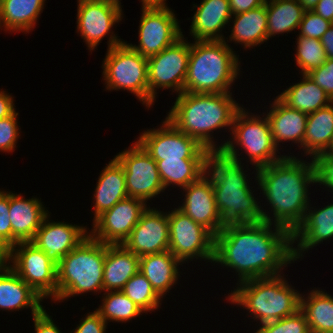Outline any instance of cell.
I'll use <instances>...</instances> for the list:
<instances>
[{
	"label": "cell",
	"instance_id": "8992f818",
	"mask_svg": "<svg viewBox=\"0 0 333 333\" xmlns=\"http://www.w3.org/2000/svg\"><path fill=\"white\" fill-rule=\"evenodd\" d=\"M284 277L280 274L240 282L225 298L246 310L258 326L294 315L300 309L301 293Z\"/></svg>",
	"mask_w": 333,
	"mask_h": 333
},
{
	"label": "cell",
	"instance_id": "277c9868",
	"mask_svg": "<svg viewBox=\"0 0 333 333\" xmlns=\"http://www.w3.org/2000/svg\"><path fill=\"white\" fill-rule=\"evenodd\" d=\"M244 165L221 152H210L207 156L205 174L212 181L216 207L224 225L263 221V203L255 197Z\"/></svg>",
	"mask_w": 333,
	"mask_h": 333
},
{
	"label": "cell",
	"instance_id": "d6986e66",
	"mask_svg": "<svg viewBox=\"0 0 333 333\" xmlns=\"http://www.w3.org/2000/svg\"><path fill=\"white\" fill-rule=\"evenodd\" d=\"M182 190L183 203L177 208L216 236L225 225L216 207L211 179L204 174Z\"/></svg>",
	"mask_w": 333,
	"mask_h": 333
},
{
	"label": "cell",
	"instance_id": "7c38bea8",
	"mask_svg": "<svg viewBox=\"0 0 333 333\" xmlns=\"http://www.w3.org/2000/svg\"><path fill=\"white\" fill-rule=\"evenodd\" d=\"M77 3L76 32L89 52L97 49L104 37H108L107 49L125 42L112 30L124 18L122 7L101 0H77Z\"/></svg>",
	"mask_w": 333,
	"mask_h": 333
},
{
	"label": "cell",
	"instance_id": "30bf717a",
	"mask_svg": "<svg viewBox=\"0 0 333 333\" xmlns=\"http://www.w3.org/2000/svg\"><path fill=\"white\" fill-rule=\"evenodd\" d=\"M184 36L160 53L147 58L148 109L154 105L159 88L169 89L176 96L184 92L191 49V43Z\"/></svg>",
	"mask_w": 333,
	"mask_h": 333
},
{
	"label": "cell",
	"instance_id": "db71d44e",
	"mask_svg": "<svg viewBox=\"0 0 333 333\" xmlns=\"http://www.w3.org/2000/svg\"><path fill=\"white\" fill-rule=\"evenodd\" d=\"M101 1H108V2H112L114 4H117L119 5L120 7H122V3H121V0H101Z\"/></svg>",
	"mask_w": 333,
	"mask_h": 333
},
{
	"label": "cell",
	"instance_id": "e575fe53",
	"mask_svg": "<svg viewBox=\"0 0 333 333\" xmlns=\"http://www.w3.org/2000/svg\"><path fill=\"white\" fill-rule=\"evenodd\" d=\"M207 160H162L156 161L164 189L169 186L183 189L205 174ZM172 184V185H171Z\"/></svg>",
	"mask_w": 333,
	"mask_h": 333
},
{
	"label": "cell",
	"instance_id": "c3c4849f",
	"mask_svg": "<svg viewBox=\"0 0 333 333\" xmlns=\"http://www.w3.org/2000/svg\"><path fill=\"white\" fill-rule=\"evenodd\" d=\"M312 11L333 23V0H319Z\"/></svg>",
	"mask_w": 333,
	"mask_h": 333
},
{
	"label": "cell",
	"instance_id": "7a4b0ae2",
	"mask_svg": "<svg viewBox=\"0 0 333 333\" xmlns=\"http://www.w3.org/2000/svg\"><path fill=\"white\" fill-rule=\"evenodd\" d=\"M261 167L254 182L270 206L271 214L261 207L263 221L287 229L291 234L302 224L310 205L309 188L316 184L315 165L295 155ZM262 191V193H261ZM267 211V212H266ZM272 216V217H271Z\"/></svg>",
	"mask_w": 333,
	"mask_h": 333
},
{
	"label": "cell",
	"instance_id": "ee69618b",
	"mask_svg": "<svg viewBox=\"0 0 333 333\" xmlns=\"http://www.w3.org/2000/svg\"><path fill=\"white\" fill-rule=\"evenodd\" d=\"M0 239L11 247V221L9 218V191L0 190Z\"/></svg>",
	"mask_w": 333,
	"mask_h": 333
},
{
	"label": "cell",
	"instance_id": "8fae6325",
	"mask_svg": "<svg viewBox=\"0 0 333 333\" xmlns=\"http://www.w3.org/2000/svg\"><path fill=\"white\" fill-rule=\"evenodd\" d=\"M10 268L44 300L57 301V262L31 242L11 247Z\"/></svg>",
	"mask_w": 333,
	"mask_h": 333
},
{
	"label": "cell",
	"instance_id": "2e32d148",
	"mask_svg": "<svg viewBox=\"0 0 333 333\" xmlns=\"http://www.w3.org/2000/svg\"><path fill=\"white\" fill-rule=\"evenodd\" d=\"M138 45L127 43L133 50L149 58L172 45L183 34L172 8H141Z\"/></svg>",
	"mask_w": 333,
	"mask_h": 333
},
{
	"label": "cell",
	"instance_id": "7402d4cb",
	"mask_svg": "<svg viewBox=\"0 0 333 333\" xmlns=\"http://www.w3.org/2000/svg\"><path fill=\"white\" fill-rule=\"evenodd\" d=\"M51 212L41 198H26L9 190V218L11 221V247L19 242H31L44 218Z\"/></svg>",
	"mask_w": 333,
	"mask_h": 333
},
{
	"label": "cell",
	"instance_id": "ba28073f",
	"mask_svg": "<svg viewBox=\"0 0 333 333\" xmlns=\"http://www.w3.org/2000/svg\"><path fill=\"white\" fill-rule=\"evenodd\" d=\"M229 135H231L230 139L224 140L220 144V152L229 159L242 163L244 156L241 153L244 149V153L248 157L245 158L248 159L246 162L255 166L253 169L256 171L288 156L287 154L281 155L276 147L264 112L255 115L242 107L235 115ZM239 150L242 151L240 154ZM240 155L243 158L238 157Z\"/></svg>",
	"mask_w": 333,
	"mask_h": 333
},
{
	"label": "cell",
	"instance_id": "74e56055",
	"mask_svg": "<svg viewBox=\"0 0 333 333\" xmlns=\"http://www.w3.org/2000/svg\"><path fill=\"white\" fill-rule=\"evenodd\" d=\"M295 63L300 68L299 73L308 74L319 68L326 62L325 49L321 40L311 39L302 35H297Z\"/></svg>",
	"mask_w": 333,
	"mask_h": 333
},
{
	"label": "cell",
	"instance_id": "4fadbf2b",
	"mask_svg": "<svg viewBox=\"0 0 333 333\" xmlns=\"http://www.w3.org/2000/svg\"><path fill=\"white\" fill-rule=\"evenodd\" d=\"M169 251L183 264L201 259L213 263L215 236L178 208L168 211Z\"/></svg>",
	"mask_w": 333,
	"mask_h": 333
},
{
	"label": "cell",
	"instance_id": "d4e9b609",
	"mask_svg": "<svg viewBox=\"0 0 333 333\" xmlns=\"http://www.w3.org/2000/svg\"><path fill=\"white\" fill-rule=\"evenodd\" d=\"M183 263L169 250L140 257L139 272L151 283L152 288L163 299L180 279Z\"/></svg>",
	"mask_w": 333,
	"mask_h": 333
},
{
	"label": "cell",
	"instance_id": "3957f363",
	"mask_svg": "<svg viewBox=\"0 0 333 333\" xmlns=\"http://www.w3.org/2000/svg\"><path fill=\"white\" fill-rule=\"evenodd\" d=\"M173 103L166 119L209 152H220V145L212 134L215 130L220 132L218 129L221 128H229L228 132H231L235 115L243 107L234 99L232 92H183Z\"/></svg>",
	"mask_w": 333,
	"mask_h": 333
},
{
	"label": "cell",
	"instance_id": "f6af8a7d",
	"mask_svg": "<svg viewBox=\"0 0 333 333\" xmlns=\"http://www.w3.org/2000/svg\"><path fill=\"white\" fill-rule=\"evenodd\" d=\"M43 309L39 314L32 317L35 333H62L59 326L54 323L52 316Z\"/></svg>",
	"mask_w": 333,
	"mask_h": 333
},
{
	"label": "cell",
	"instance_id": "4dcf8cb0",
	"mask_svg": "<svg viewBox=\"0 0 333 333\" xmlns=\"http://www.w3.org/2000/svg\"><path fill=\"white\" fill-rule=\"evenodd\" d=\"M333 138V102L307 115L303 156L314 159L329 150Z\"/></svg>",
	"mask_w": 333,
	"mask_h": 333
},
{
	"label": "cell",
	"instance_id": "7dc6e473",
	"mask_svg": "<svg viewBox=\"0 0 333 333\" xmlns=\"http://www.w3.org/2000/svg\"><path fill=\"white\" fill-rule=\"evenodd\" d=\"M14 96L3 89L0 90V119L12 115L16 111Z\"/></svg>",
	"mask_w": 333,
	"mask_h": 333
},
{
	"label": "cell",
	"instance_id": "d590c367",
	"mask_svg": "<svg viewBox=\"0 0 333 333\" xmlns=\"http://www.w3.org/2000/svg\"><path fill=\"white\" fill-rule=\"evenodd\" d=\"M101 305L95 311L108 324L109 322L126 323L145 313L122 291L104 292ZM109 321V322H108Z\"/></svg>",
	"mask_w": 333,
	"mask_h": 333
},
{
	"label": "cell",
	"instance_id": "484cf974",
	"mask_svg": "<svg viewBox=\"0 0 333 333\" xmlns=\"http://www.w3.org/2000/svg\"><path fill=\"white\" fill-rule=\"evenodd\" d=\"M43 298L25 283L11 268L0 273V311L31 309L32 317L44 308Z\"/></svg>",
	"mask_w": 333,
	"mask_h": 333
},
{
	"label": "cell",
	"instance_id": "11a10c76",
	"mask_svg": "<svg viewBox=\"0 0 333 333\" xmlns=\"http://www.w3.org/2000/svg\"><path fill=\"white\" fill-rule=\"evenodd\" d=\"M326 153H333V138H332L329 150Z\"/></svg>",
	"mask_w": 333,
	"mask_h": 333
},
{
	"label": "cell",
	"instance_id": "60d3db41",
	"mask_svg": "<svg viewBox=\"0 0 333 333\" xmlns=\"http://www.w3.org/2000/svg\"><path fill=\"white\" fill-rule=\"evenodd\" d=\"M333 23L323 19L313 11H305L302 21L298 27L297 35L321 40L322 36Z\"/></svg>",
	"mask_w": 333,
	"mask_h": 333
},
{
	"label": "cell",
	"instance_id": "e0dca14e",
	"mask_svg": "<svg viewBox=\"0 0 333 333\" xmlns=\"http://www.w3.org/2000/svg\"><path fill=\"white\" fill-rule=\"evenodd\" d=\"M148 206L138 198L120 200L92 221L89 235L104 244H123Z\"/></svg>",
	"mask_w": 333,
	"mask_h": 333
},
{
	"label": "cell",
	"instance_id": "cb8c5ba5",
	"mask_svg": "<svg viewBox=\"0 0 333 333\" xmlns=\"http://www.w3.org/2000/svg\"><path fill=\"white\" fill-rule=\"evenodd\" d=\"M269 108L264 114L268 119L276 147L284 151L283 148H279L281 147L280 143L292 142L297 144L298 148L303 151V137L306 130L307 114L289 108L277 96Z\"/></svg>",
	"mask_w": 333,
	"mask_h": 333
},
{
	"label": "cell",
	"instance_id": "f907efd6",
	"mask_svg": "<svg viewBox=\"0 0 333 333\" xmlns=\"http://www.w3.org/2000/svg\"><path fill=\"white\" fill-rule=\"evenodd\" d=\"M321 43L325 49L326 57L333 59V24L322 36Z\"/></svg>",
	"mask_w": 333,
	"mask_h": 333
},
{
	"label": "cell",
	"instance_id": "6da1fadb",
	"mask_svg": "<svg viewBox=\"0 0 333 333\" xmlns=\"http://www.w3.org/2000/svg\"><path fill=\"white\" fill-rule=\"evenodd\" d=\"M213 263L234 270L236 284L283 274L294 263L292 234L264 221L225 225L215 236Z\"/></svg>",
	"mask_w": 333,
	"mask_h": 333
},
{
	"label": "cell",
	"instance_id": "681fc988",
	"mask_svg": "<svg viewBox=\"0 0 333 333\" xmlns=\"http://www.w3.org/2000/svg\"><path fill=\"white\" fill-rule=\"evenodd\" d=\"M11 247L0 239V273L10 268Z\"/></svg>",
	"mask_w": 333,
	"mask_h": 333
},
{
	"label": "cell",
	"instance_id": "ab89813d",
	"mask_svg": "<svg viewBox=\"0 0 333 333\" xmlns=\"http://www.w3.org/2000/svg\"><path fill=\"white\" fill-rule=\"evenodd\" d=\"M18 116L19 112L15 111L12 115L0 119V152L2 153H12L17 147L21 133V128L18 125Z\"/></svg>",
	"mask_w": 333,
	"mask_h": 333
},
{
	"label": "cell",
	"instance_id": "83f0119b",
	"mask_svg": "<svg viewBox=\"0 0 333 333\" xmlns=\"http://www.w3.org/2000/svg\"><path fill=\"white\" fill-rule=\"evenodd\" d=\"M140 257L123 244H106L103 292L122 291L130 278L139 271Z\"/></svg>",
	"mask_w": 333,
	"mask_h": 333
},
{
	"label": "cell",
	"instance_id": "f35d334b",
	"mask_svg": "<svg viewBox=\"0 0 333 333\" xmlns=\"http://www.w3.org/2000/svg\"><path fill=\"white\" fill-rule=\"evenodd\" d=\"M254 333H311L305 314L299 309L294 315L260 325Z\"/></svg>",
	"mask_w": 333,
	"mask_h": 333
},
{
	"label": "cell",
	"instance_id": "ffe728a7",
	"mask_svg": "<svg viewBox=\"0 0 333 333\" xmlns=\"http://www.w3.org/2000/svg\"><path fill=\"white\" fill-rule=\"evenodd\" d=\"M49 219L50 214L44 218L31 243L58 262L85 240L90 230L83 225Z\"/></svg>",
	"mask_w": 333,
	"mask_h": 333
},
{
	"label": "cell",
	"instance_id": "d6a6232c",
	"mask_svg": "<svg viewBox=\"0 0 333 333\" xmlns=\"http://www.w3.org/2000/svg\"><path fill=\"white\" fill-rule=\"evenodd\" d=\"M306 296V297H305ZM300 310L305 314L311 333L333 332V296L320 288L300 296Z\"/></svg>",
	"mask_w": 333,
	"mask_h": 333
},
{
	"label": "cell",
	"instance_id": "8d00e7d4",
	"mask_svg": "<svg viewBox=\"0 0 333 333\" xmlns=\"http://www.w3.org/2000/svg\"><path fill=\"white\" fill-rule=\"evenodd\" d=\"M122 292L132 300L145 314L161 308L162 298L152 288L151 283L141 273L137 272L125 284Z\"/></svg>",
	"mask_w": 333,
	"mask_h": 333
},
{
	"label": "cell",
	"instance_id": "7bdbcfd3",
	"mask_svg": "<svg viewBox=\"0 0 333 333\" xmlns=\"http://www.w3.org/2000/svg\"><path fill=\"white\" fill-rule=\"evenodd\" d=\"M79 322L70 333H106L108 324L95 310L88 312Z\"/></svg>",
	"mask_w": 333,
	"mask_h": 333
},
{
	"label": "cell",
	"instance_id": "44dd1931",
	"mask_svg": "<svg viewBox=\"0 0 333 333\" xmlns=\"http://www.w3.org/2000/svg\"><path fill=\"white\" fill-rule=\"evenodd\" d=\"M315 207V208H314ZM333 238V202L325 207L310 205L302 224L292 233V257L295 261L304 258L306 252L323 241ZM294 244L296 246H294ZM298 259V260H297Z\"/></svg>",
	"mask_w": 333,
	"mask_h": 333
},
{
	"label": "cell",
	"instance_id": "836d02e7",
	"mask_svg": "<svg viewBox=\"0 0 333 333\" xmlns=\"http://www.w3.org/2000/svg\"><path fill=\"white\" fill-rule=\"evenodd\" d=\"M267 39L298 29L305 9L298 0H267Z\"/></svg>",
	"mask_w": 333,
	"mask_h": 333
},
{
	"label": "cell",
	"instance_id": "4316f807",
	"mask_svg": "<svg viewBox=\"0 0 333 333\" xmlns=\"http://www.w3.org/2000/svg\"><path fill=\"white\" fill-rule=\"evenodd\" d=\"M93 194V221L117 202L128 197L123 166L113 157L102 168Z\"/></svg>",
	"mask_w": 333,
	"mask_h": 333
},
{
	"label": "cell",
	"instance_id": "b9f144b4",
	"mask_svg": "<svg viewBox=\"0 0 333 333\" xmlns=\"http://www.w3.org/2000/svg\"><path fill=\"white\" fill-rule=\"evenodd\" d=\"M315 185L325 187V190L333 192V153H322L314 159ZM329 188V189H328ZM333 194V193H332Z\"/></svg>",
	"mask_w": 333,
	"mask_h": 333
},
{
	"label": "cell",
	"instance_id": "9c48e42d",
	"mask_svg": "<svg viewBox=\"0 0 333 333\" xmlns=\"http://www.w3.org/2000/svg\"><path fill=\"white\" fill-rule=\"evenodd\" d=\"M101 68L105 90L129 91L148 108L147 58L133 50L125 41L107 49Z\"/></svg>",
	"mask_w": 333,
	"mask_h": 333
},
{
	"label": "cell",
	"instance_id": "f546056e",
	"mask_svg": "<svg viewBox=\"0 0 333 333\" xmlns=\"http://www.w3.org/2000/svg\"><path fill=\"white\" fill-rule=\"evenodd\" d=\"M45 2L46 0H0V29L8 33L29 34L35 28L46 6Z\"/></svg>",
	"mask_w": 333,
	"mask_h": 333
},
{
	"label": "cell",
	"instance_id": "5b68a950",
	"mask_svg": "<svg viewBox=\"0 0 333 333\" xmlns=\"http://www.w3.org/2000/svg\"><path fill=\"white\" fill-rule=\"evenodd\" d=\"M224 40L193 41L184 92L227 93L240 77L239 55Z\"/></svg>",
	"mask_w": 333,
	"mask_h": 333
},
{
	"label": "cell",
	"instance_id": "f5cc1de1",
	"mask_svg": "<svg viewBox=\"0 0 333 333\" xmlns=\"http://www.w3.org/2000/svg\"><path fill=\"white\" fill-rule=\"evenodd\" d=\"M319 0H298L300 5L306 10V11H312Z\"/></svg>",
	"mask_w": 333,
	"mask_h": 333
},
{
	"label": "cell",
	"instance_id": "52a82bcc",
	"mask_svg": "<svg viewBox=\"0 0 333 333\" xmlns=\"http://www.w3.org/2000/svg\"><path fill=\"white\" fill-rule=\"evenodd\" d=\"M106 244L90 235L57 262V301L103 292Z\"/></svg>",
	"mask_w": 333,
	"mask_h": 333
},
{
	"label": "cell",
	"instance_id": "bcb514c9",
	"mask_svg": "<svg viewBox=\"0 0 333 333\" xmlns=\"http://www.w3.org/2000/svg\"><path fill=\"white\" fill-rule=\"evenodd\" d=\"M267 0H229L232 15L247 12L266 4Z\"/></svg>",
	"mask_w": 333,
	"mask_h": 333
},
{
	"label": "cell",
	"instance_id": "1f68e13d",
	"mask_svg": "<svg viewBox=\"0 0 333 333\" xmlns=\"http://www.w3.org/2000/svg\"><path fill=\"white\" fill-rule=\"evenodd\" d=\"M302 75L301 81L284 89L277 97L289 108L310 114L328 106L333 101L307 74Z\"/></svg>",
	"mask_w": 333,
	"mask_h": 333
},
{
	"label": "cell",
	"instance_id": "ac0fdd59",
	"mask_svg": "<svg viewBox=\"0 0 333 333\" xmlns=\"http://www.w3.org/2000/svg\"><path fill=\"white\" fill-rule=\"evenodd\" d=\"M168 212L148 206L123 245L135 255L160 253L169 250Z\"/></svg>",
	"mask_w": 333,
	"mask_h": 333
},
{
	"label": "cell",
	"instance_id": "816d5d0a",
	"mask_svg": "<svg viewBox=\"0 0 333 333\" xmlns=\"http://www.w3.org/2000/svg\"><path fill=\"white\" fill-rule=\"evenodd\" d=\"M142 8H169L166 0H141Z\"/></svg>",
	"mask_w": 333,
	"mask_h": 333
},
{
	"label": "cell",
	"instance_id": "603a6c76",
	"mask_svg": "<svg viewBox=\"0 0 333 333\" xmlns=\"http://www.w3.org/2000/svg\"><path fill=\"white\" fill-rule=\"evenodd\" d=\"M194 15L191 17L190 36L194 41L224 40L222 33L230 23L232 13L229 0H202L193 4Z\"/></svg>",
	"mask_w": 333,
	"mask_h": 333
},
{
	"label": "cell",
	"instance_id": "5bb4252c",
	"mask_svg": "<svg viewBox=\"0 0 333 333\" xmlns=\"http://www.w3.org/2000/svg\"><path fill=\"white\" fill-rule=\"evenodd\" d=\"M161 124L159 128L146 129L136 138L155 161L207 160L210 152L196 139L179 131L166 118Z\"/></svg>",
	"mask_w": 333,
	"mask_h": 333
},
{
	"label": "cell",
	"instance_id": "f1b7e54d",
	"mask_svg": "<svg viewBox=\"0 0 333 333\" xmlns=\"http://www.w3.org/2000/svg\"><path fill=\"white\" fill-rule=\"evenodd\" d=\"M230 22L232 25L231 34L229 35V40L226 37L224 41L234 42L240 46H243L245 50L253 49V47L260 46L267 42V10L266 4L251 9L247 12L232 15Z\"/></svg>",
	"mask_w": 333,
	"mask_h": 333
},
{
	"label": "cell",
	"instance_id": "9a60e30c",
	"mask_svg": "<svg viewBox=\"0 0 333 333\" xmlns=\"http://www.w3.org/2000/svg\"><path fill=\"white\" fill-rule=\"evenodd\" d=\"M114 157L123 166L128 197L147 204L165 192L156 161L137 140Z\"/></svg>",
	"mask_w": 333,
	"mask_h": 333
}]
</instances>
